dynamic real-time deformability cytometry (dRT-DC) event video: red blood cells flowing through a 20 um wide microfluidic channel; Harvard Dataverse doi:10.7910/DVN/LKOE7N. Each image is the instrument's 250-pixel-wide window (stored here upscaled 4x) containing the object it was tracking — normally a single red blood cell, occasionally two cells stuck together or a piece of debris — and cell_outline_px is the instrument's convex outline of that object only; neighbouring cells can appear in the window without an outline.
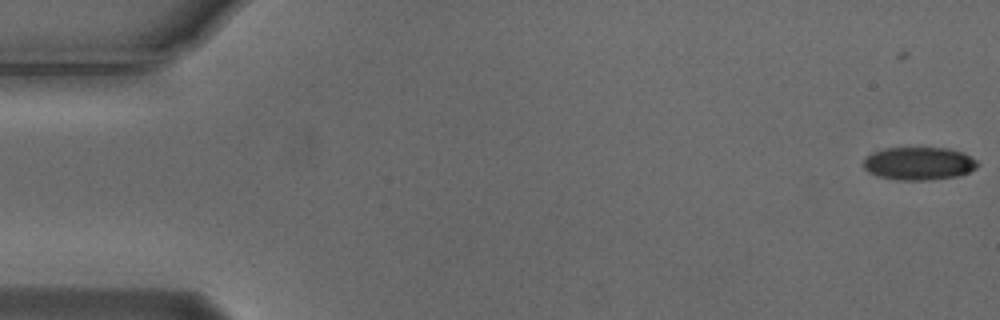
{"species": "Egyptian fruit bat (a non-hibernating species)", "species_latin": "Rousettus aegyptiacus", "temperature_condition": "cold", "stored_images_in_passage": 57, "camera_frame_rate_fps": 3000, "um_per_image_px": 0.085, "animal": {"sex": "male"}, "frame": {"image": 1, "passage_image": 3, "time_ms": 0.667, "image_size_px": [1000, 320], "cell_outline_px": [[980, 164], [976, 168], [968, 172], [956, 176], [928, 180], [896, 180], [876, 176], [868, 172], [864, 168], [864, 156], [872, 152], [884, 148], [948, 148], [964, 152], [976, 160]], "centroid_in_image_um": [78.08, 13.89], "position_along_channel_um": 6.9, "area_um2": 22.14}}
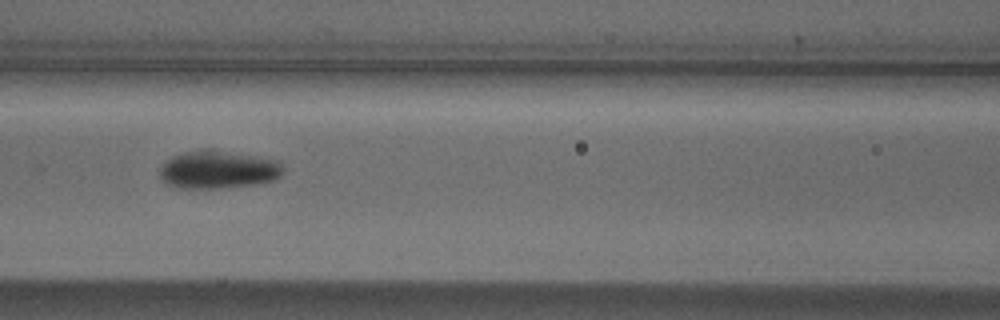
{"frame": {"image": 2, "passage_image": 26, "time_ms": 8.333, "image_size_px": [1000, 320], "cell_outline_px": [[284, 172], [280, 176], [272, 180], [256, 184], [224, 188], [180, 188], [168, 184], [160, 176], [160, 168], [172, 156], [180, 152], [200, 148], [212, 148], [280, 160], [284, 168]], "centroid_in_image_um": [18.57, 14.39], "position_along_channel_um": 148.0, "area_um2": 27.8}}
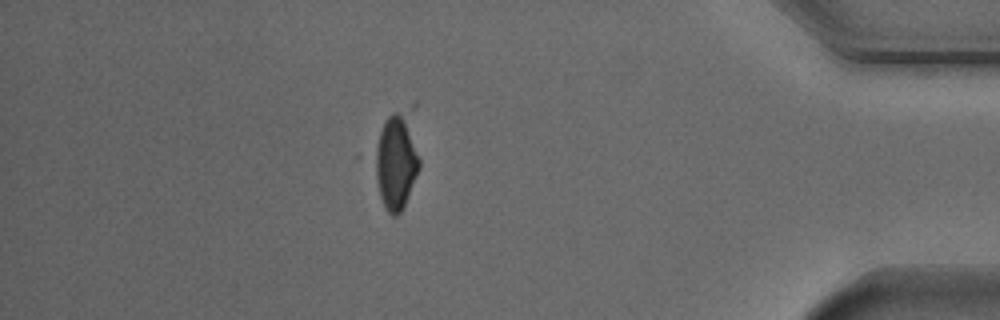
{"frame": {"image": 3, "passage_image": 50, "time_ms": 16.333, "image_size_px": [1000, 320], "cell_outline_px": [[420, 168], [404, 204], [400, 212], [396, 216], [392, 216], [384, 208], [380, 196], [368, 156], [384, 120], [392, 112], [404, 112], [420, 160]], "centroid_in_image_um": [33.53, 13.78], "position_along_channel_um": 401.7, "area_um2": 25.2}, "authors_computed_cell_mechanics": {"area_um2": 24.9696, "velocity_mm_per_s": 3.7246, "shape_relaxation_time_tau1_ms": 2.579, "shape_relaxation_time_tau2_ms": null, "deformation_change_tau1": 0.1007, "deformation_change_tau2": null}}